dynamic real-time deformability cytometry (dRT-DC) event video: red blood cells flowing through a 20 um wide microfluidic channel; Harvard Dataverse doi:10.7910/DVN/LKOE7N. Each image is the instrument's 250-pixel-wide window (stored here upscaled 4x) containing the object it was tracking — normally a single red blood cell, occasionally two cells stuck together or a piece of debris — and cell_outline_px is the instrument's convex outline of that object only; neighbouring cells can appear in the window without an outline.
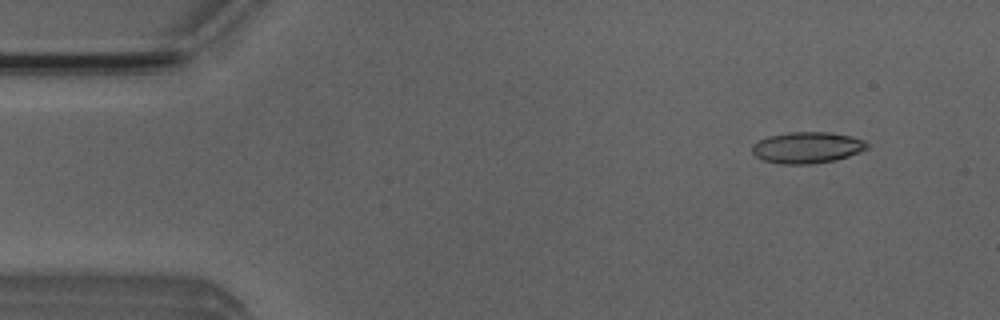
{"species": "Egyptian fruit bat (a non-hibernating species)", "species_latin": "Rousettus aegyptiacus", "temperature_condition": "room temperature", "stored_images_in_passage": 51, "camera_frame_rate_fps": 3000, "um_per_image_px": 0.085, "animal": {"sex": "male"}, "frame": {"image": 1, "passage_image": 5, "time_ms": 1.333, "image_size_px": [1000, 320], "cell_outline_px": [[868, 148], [860, 152], [836, 160], [808, 164], [780, 164], [764, 160], [756, 156], [752, 152], [752, 144], [768, 136], [788, 132], [828, 132], [852, 136], [864, 140], [868, 144]], "centroid_in_image_um": [68.61, 12.54], "position_along_channel_um": 16.4, "area_um2": 20.98}}
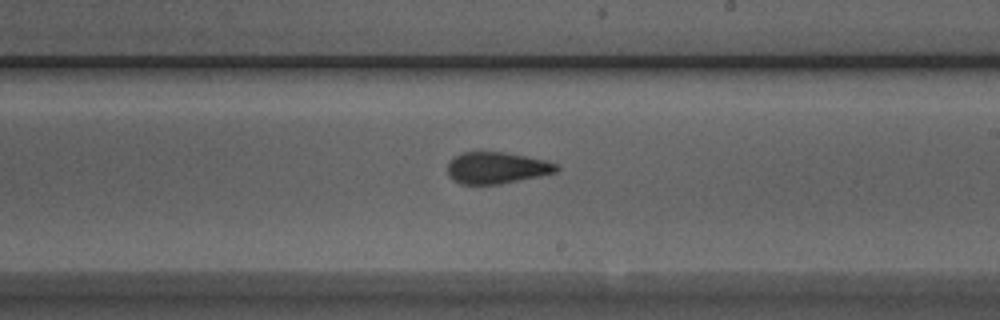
{"frame": {"image": 2, "passage_image": 30, "time_ms": 9.667, "image_size_px": [1000, 320], "cell_outline_px": [[560, 168], [556, 172], [540, 176], [500, 184], [460, 184], [448, 176], [448, 164], [456, 156], [464, 152], [504, 152], [544, 160], [556, 164]], "centroid_in_image_um": [42.22, 14.28], "position_along_channel_um": 246.8, "area_um2": 19.83}}
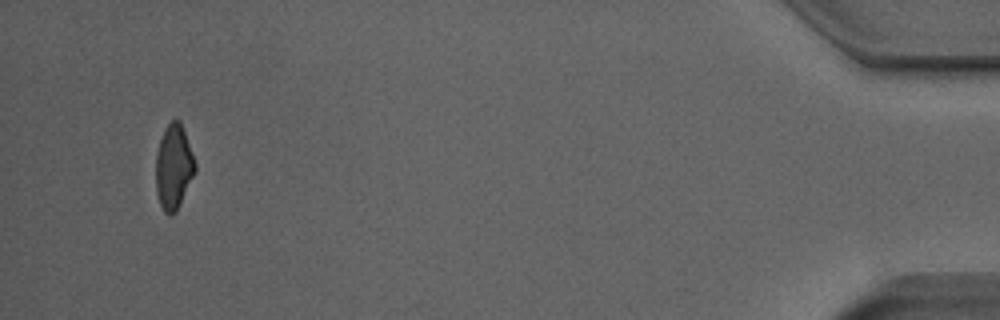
{"frame": {"image": 3, "passage_image": 50, "time_ms": 16.333, "image_size_px": [1000, 320], "cell_outline_px": [[196, 168], [176, 212], [172, 216], [168, 216], [164, 212], [160, 204], [156, 192], [156, 156], [160, 140], [164, 128], [172, 120], [180, 120], [196, 164]], "centroid_in_image_um": [14.74, 14.21], "position_along_channel_um": 420.5, "area_um2": 19.13}, "authors_computed_cell_mechanics": {"area_um2": 20.6346, "velocity_mm_per_s": 3.8789, "shape_relaxation_time_tau1_ms": 9.1406, "shape_relaxation_time_tau2_ms": 1.9399, "deformation_change_tau1": 0.1918, "deformation_change_tau2": 0.0985}}